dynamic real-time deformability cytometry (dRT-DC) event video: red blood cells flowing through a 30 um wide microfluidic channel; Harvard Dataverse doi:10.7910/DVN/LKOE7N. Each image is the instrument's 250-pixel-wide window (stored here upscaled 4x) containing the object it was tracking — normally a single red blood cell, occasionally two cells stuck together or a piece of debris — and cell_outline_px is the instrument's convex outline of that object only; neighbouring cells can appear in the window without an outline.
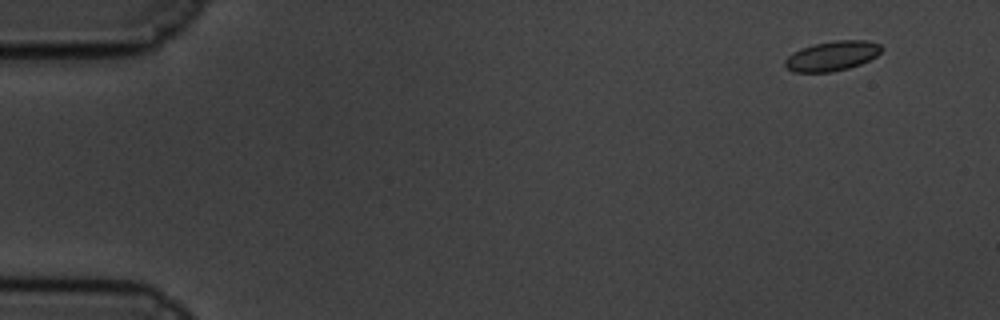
{"species": "common noctule bat (a hibernating species)", "species_latin": "Nyctalus noctula", "temperature_condition": "cold", "stored_images_in_passage": 58, "camera_frame_rate_fps": 3000, "um_per_image_px": 0.085, "animal": {"sex": "male", "body_mass_g": 19.5, "forearm_length_mm": 54.6}, "frame": {"image": 1, "passage_image": 1, "time_ms": 0.0, "image_size_px": [1000, 320], "cell_outline_px": [[884, 48], [876, 56], [860, 64], [848, 68], [832, 72], [792, 72], [784, 68], [784, 60], [792, 52], [800, 48], [812, 44], [836, 40], [868, 40], [880, 44]], "centroid_in_image_um": [70.69, 4.75], "position_along_channel_um": 14.3, "area_um2": 16.99}}
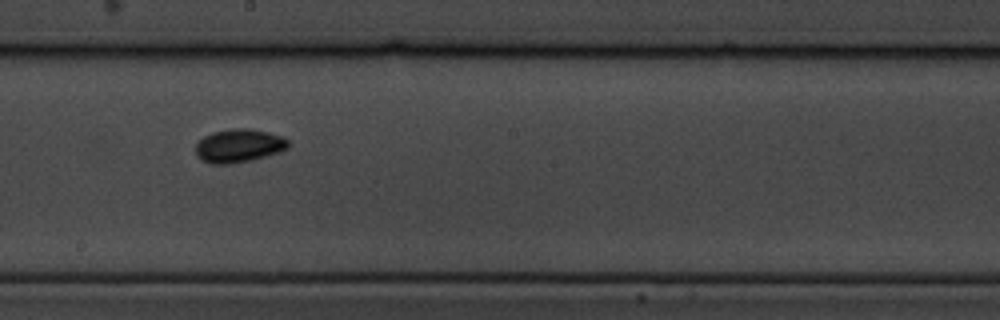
{"frame": {"image": 2, "passage_image": 31, "time_ms": 10.0, "image_size_px": [1000, 320], "cell_outline_px": [[288, 148], [280, 152], [252, 160], [228, 164], [212, 164], [200, 160], [196, 156], [196, 144], [204, 136], [212, 132], [232, 128], [248, 128], [268, 132], [284, 136], [288, 140]], "centroid_in_image_um": [20.3, 12.39], "position_along_channel_um": 227.9, "area_um2": 18.21}}
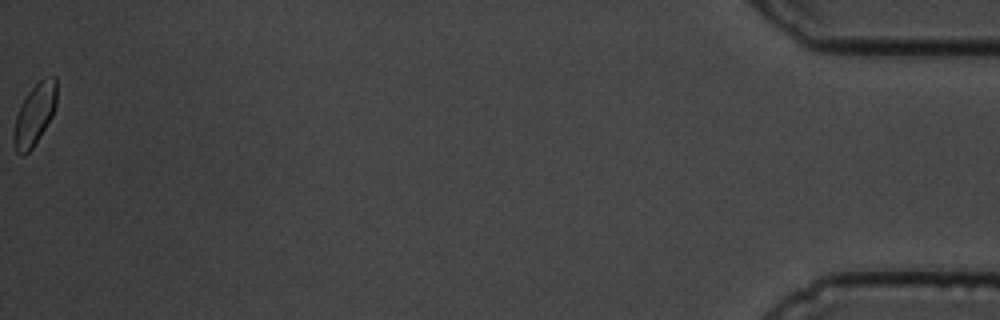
{"frame": {"image": 3, "passage_image": 58, "time_ms": 19.0, "image_size_px": [1000, 320], "cell_outline_px": [[56, 104], [52, 116], [32, 148], [24, 156], [20, 156], [16, 152], [12, 136], [16, 116], [20, 104], [28, 92], [44, 76], [56, 76]], "centroid_in_image_um": [2.92, 9.73], "position_along_channel_um": 432.3, "area_um2": 15.37}, "authors_computed_cell_mechanics": {"area_um2": 16.4152, "velocity_mm_per_s": 3.3252, "shape_relaxation_time_tau1_ms": 3.7961, "shape_relaxation_time_tau2_ms": null, "deformation_change_tau1": 0.0611, "deformation_change_tau2": null}}